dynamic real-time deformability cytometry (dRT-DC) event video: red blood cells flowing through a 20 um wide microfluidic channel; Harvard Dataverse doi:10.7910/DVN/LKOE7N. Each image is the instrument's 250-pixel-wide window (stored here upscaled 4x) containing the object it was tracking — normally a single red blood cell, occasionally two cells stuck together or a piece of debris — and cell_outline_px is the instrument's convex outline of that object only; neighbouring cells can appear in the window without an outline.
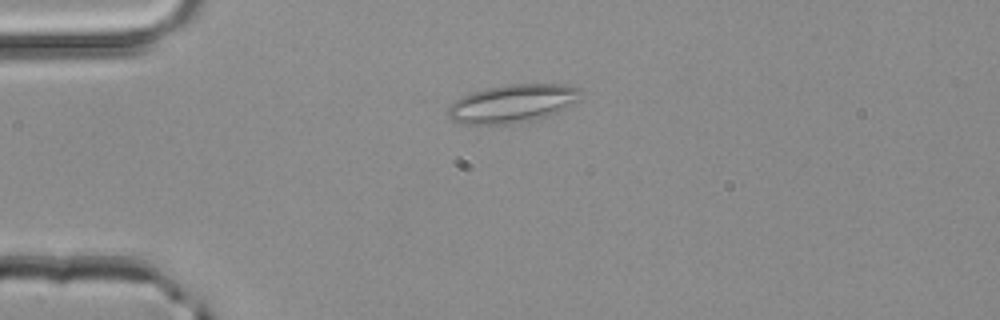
{"species": "common noctule bat (a hibernating species)", "species_latin": "Nyctalus noctula", "temperature_condition": "room temperature", "stored_images_in_passage": 1, "camera_frame_rate_fps": 3000, "um_per_image_px": 0.085, "animal": {"sex": "male", "body_mass_g": 20.4}, "frame": {"image": 1, "passage_image": 1, "time_ms": 0.0, "image_size_px": [1000, 320], "cell_outline_px": [[584, 92], [580, 100], [556, 112], [532, 120], [504, 124], [464, 124], [452, 120], [448, 116], [448, 108], [456, 100], [472, 92], [488, 88], [508, 84], [564, 84], [580, 88]], "centroid_in_image_um": [43.6, 8.79], "position_along_channel_um": 41.4, "area_um2": 29.3}}